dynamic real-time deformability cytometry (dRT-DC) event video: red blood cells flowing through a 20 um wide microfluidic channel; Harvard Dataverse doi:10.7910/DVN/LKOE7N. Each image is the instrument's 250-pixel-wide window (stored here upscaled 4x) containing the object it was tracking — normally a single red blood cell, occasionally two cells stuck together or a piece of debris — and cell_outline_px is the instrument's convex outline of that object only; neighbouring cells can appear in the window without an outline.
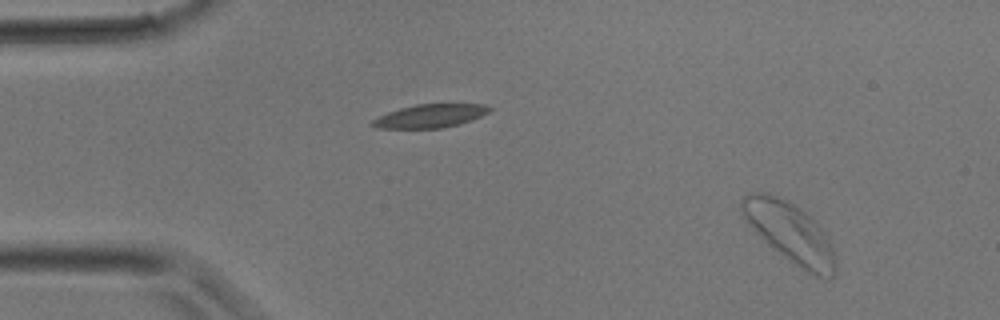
{"species": "common noctule bat (a hibernating species)", "species_latin": "Nyctalus noctula", "temperature_condition": "room temperature", "stored_images_in_passage": 3, "camera_frame_rate_fps": 3000, "um_per_image_px": 0.085, "animal": {"sex": "male", "body_mass_g": 17.9}, "frame": {"image": 1, "passage_image": 3, "time_ms": 0.667, "image_size_px": [1000, 320], "cell_outline_px": [[836, 272], [832, 276], [816, 276], [808, 272], [772, 248], [744, 220], [740, 208], [740, 200], [744, 196], [752, 192], [768, 192], [788, 200], [808, 212], [820, 228], [828, 240], [836, 256]], "centroid_in_image_um": [67.12, 19.72], "position_along_channel_um": 17.9, "area_um2": 32.66}}